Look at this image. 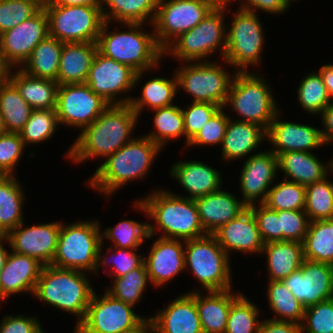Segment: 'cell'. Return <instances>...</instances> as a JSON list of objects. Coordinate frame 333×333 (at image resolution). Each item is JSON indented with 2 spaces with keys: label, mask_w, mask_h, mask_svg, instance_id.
<instances>
[{
  "label": "cell",
  "mask_w": 333,
  "mask_h": 333,
  "mask_svg": "<svg viewBox=\"0 0 333 333\" xmlns=\"http://www.w3.org/2000/svg\"><path fill=\"white\" fill-rule=\"evenodd\" d=\"M142 74H144V71L136 73L129 66L108 58L97 51L85 83L110 105L130 104L132 99L130 96L118 100L117 95L129 92L137 86L143 76Z\"/></svg>",
  "instance_id": "obj_15"
},
{
  "label": "cell",
  "mask_w": 333,
  "mask_h": 333,
  "mask_svg": "<svg viewBox=\"0 0 333 333\" xmlns=\"http://www.w3.org/2000/svg\"><path fill=\"white\" fill-rule=\"evenodd\" d=\"M155 130L145 135L161 148L167 141L177 139L185 135L183 113L179 106L170 105L167 107L154 109Z\"/></svg>",
  "instance_id": "obj_41"
},
{
  "label": "cell",
  "mask_w": 333,
  "mask_h": 333,
  "mask_svg": "<svg viewBox=\"0 0 333 333\" xmlns=\"http://www.w3.org/2000/svg\"><path fill=\"white\" fill-rule=\"evenodd\" d=\"M328 177L306 186L304 211L310 222L333 219V182Z\"/></svg>",
  "instance_id": "obj_42"
},
{
  "label": "cell",
  "mask_w": 333,
  "mask_h": 333,
  "mask_svg": "<svg viewBox=\"0 0 333 333\" xmlns=\"http://www.w3.org/2000/svg\"><path fill=\"white\" fill-rule=\"evenodd\" d=\"M213 235L229 256L233 250L241 253H261L265 244L256 219L249 208L222 225Z\"/></svg>",
  "instance_id": "obj_24"
},
{
  "label": "cell",
  "mask_w": 333,
  "mask_h": 333,
  "mask_svg": "<svg viewBox=\"0 0 333 333\" xmlns=\"http://www.w3.org/2000/svg\"><path fill=\"white\" fill-rule=\"evenodd\" d=\"M103 242L104 241L101 242L100 247L98 249L97 263L94 273H97L101 265L103 267L109 262L107 261L108 258H106L101 252L102 248L104 247ZM113 249H115V251ZM107 251H109L110 253L114 252L112 253V257L114 259L112 258L111 260L112 261L111 266L113 268L112 269L113 271L112 273L109 274V276L112 275L113 277H122L127 273H129L131 270L139 268L144 263V257L138 255V253H136L134 249H124L118 247L113 248V246H111L110 248H108Z\"/></svg>",
  "instance_id": "obj_49"
},
{
  "label": "cell",
  "mask_w": 333,
  "mask_h": 333,
  "mask_svg": "<svg viewBox=\"0 0 333 333\" xmlns=\"http://www.w3.org/2000/svg\"><path fill=\"white\" fill-rule=\"evenodd\" d=\"M279 114L269 124L266 135L269 143L274 146L276 155L284 152L307 151L317 149L326 144L321 129L310 125L280 121Z\"/></svg>",
  "instance_id": "obj_21"
},
{
  "label": "cell",
  "mask_w": 333,
  "mask_h": 333,
  "mask_svg": "<svg viewBox=\"0 0 333 333\" xmlns=\"http://www.w3.org/2000/svg\"><path fill=\"white\" fill-rule=\"evenodd\" d=\"M222 107L213 103L192 102L191 105L181 108L183 113L186 144ZM185 109V110H184Z\"/></svg>",
  "instance_id": "obj_51"
},
{
  "label": "cell",
  "mask_w": 333,
  "mask_h": 333,
  "mask_svg": "<svg viewBox=\"0 0 333 333\" xmlns=\"http://www.w3.org/2000/svg\"><path fill=\"white\" fill-rule=\"evenodd\" d=\"M267 298L270 309L278 316L271 318L278 321H290L301 324L305 307L295 298L282 280L268 281Z\"/></svg>",
  "instance_id": "obj_40"
},
{
  "label": "cell",
  "mask_w": 333,
  "mask_h": 333,
  "mask_svg": "<svg viewBox=\"0 0 333 333\" xmlns=\"http://www.w3.org/2000/svg\"><path fill=\"white\" fill-rule=\"evenodd\" d=\"M321 120L323 123V128L325 130H321V135L324 142L332 143L333 142V102L329 104L320 114Z\"/></svg>",
  "instance_id": "obj_60"
},
{
  "label": "cell",
  "mask_w": 333,
  "mask_h": 333,
  "mask_svg": "<svg viewBox=\"0 0 333 333\" xmlns=\"http://www.w3.org/2000/svg\"><path fill=\"white\" fill-rule=\"evenodd\" d=\"M258 333H301V329L298 323L268 318L261 321Z\"/></svg>",
  "instance_id": "obj_59"
},
{
  "label": "cell",
  "mask_w": 333,
  "mask_h": 333,
  "mask_svg": "<svg viewBox=\"0 0 333 333\" xmlns=\"http://www.w3.org/2000/svg\"><path fill=\"white\" fill-rule=\"evenodd\" d=\"M195 291V302L203 333H224L231 303L240 295L233 290L208 291L206 296Z\"/></svg>",
  "instance_id": "obj_31"
},
{
  "label": "cell",
  "mask_w": 333,
  "mask_h": 333,
  "mask_svg": "<svg viewBox=\"0 0 333 333\" xmlns=\"http://www.w3.org/2000/svg\"><path fill=\"white\" fill-rule=\"evenodd\" d=\"M4 241H6V243H8L7 237L5 235H0V273L5 265L7 256L9 254L8 250H6L3 245Z\"/></svg>",
  "instance_id": "obj_63"
},
{
  "label": "cell",
  "mask_w": 333,
  "mask_h": 333,
  "mask_svg": "<svg viewBox=\"0 0 333 333\" xmlns=\"http://www.w3.org/2000/svg\"><path fill=\"white\" fill-rule=\"evenodd\" d=\"M282 281L305 308L333 298V265L304 259Z\"/></svg>",
  "instance_id": "obj_18"
},
{
  "label": "cell",
  "mask_w": 333,
  "mask_h": 333,
  "mask_svg": "<svg viewBox=\"0 0 333 333\" xmlns=\"http://www.w3.org/2000/svg\"><path fill=\"white\" fill-rule=\"evenodd\" d=\"M49 36L63 43L97 42L104 18L101 6H47Z\"/></svg>",
  "instance_id": "obj_12"
},
{
  "label": "cell",
  "mask_w": 333,
  "mask_h": 333,
  "mask_svg": "<svg viewBox=\"0 0 333 333\" xmlns=\"http://www.w3.org/2000/svg\"><path fill=\"white\" fill-rule=\"evenodd\" d=\"M258 207V208H257ZM252 211L264 243L282 241L278 211L269 209L265 204L248 206Z\"/></svg>",
  "instance_id": "obj_55"
},
{
  "label": "cell",
  "mask_w": 333,
  "mask_h": 333,
  "mask_svg": "<svg viewBox=\"0 0 333 333\" xmlns=\"http://www.w3.org/2000/svg\"><path fill=\"white\" fill-rule=\"evenodd\" d=\"M15 1H21L31 4L37 10H45L48 4V0H15Z\"/></svg>",
  "instance_id": "obj_65"
},
{
  "label": "cell",
  "mask_w": 333,
  "mask_h": 333,
  "mask_svg": "<svg viewBox=\"0 0 333 333\" xmlns=\"http://www.w3.org/2000/svg\"><path fill=\"white\" fill-rule=\"evenodd\" d=\"M58 116L55 109L32 110L24 128L19 132L25 146L37 144L52 138L59 126Z\"/></svg>",
  "instance_id": "obj_46"
},
{
  "label": "cell",
  "mask_w": 333,
  "mask_h": 333,
  "mask_svg": "<svg viewBox=\"0 0 333 333\" xmlns=\"http://www.w3.org/2000/svg\"><path fill=\"white\" fill-rule=\"evenodd\" d=\"M32 333H45V332L42 330L41 324H39Z\"/></svg>",
  "instance_id": "obj_69"
},
{
  "label": "cell",
  "mask_w": 333,
  "mask_h": 333,
  "mask_svg": "<svg viewBox=\"0 0 333 333\" xmlns=\"http://www.w3.org/2000/svg\"><path fill=\"white\" fill-rule=\"evenodd\" d=\"M138 117L130 104L109 105L81 131L67 152V158L83 163L90 158L109 157L133 139L130 134Z\"/></svg>",
  "instance_id": "obj_1"
},
{
  "label": "cell",
  "mask_w": 333,
  "mask_h": 333,
  "mask_svg": "<svg viewBox=\"0 0 333 333\" xmlns=\"http://www.w3.org/2000/svg\"><path fill=\"white\" fill-rule=\"evenodd\" d=\"M227 9H212L194 28L181 34L165 50L164 55L171 54L174 58L189 62H201L217 48L224 59L227 45V28L224 18ZM226 28V29H225ZM168 53V54H167Z\"/></svg>",
  "instance_id": "obj_9"
},
{
  "label": "cell",
  "mask_w": 333,
  "mask_h": 333,
  "mask_svg": "<svg viewBox=\"0 0 333 333\" xmlns=\"http://www.w3.org/2000/svg\"><path fill=\"white\" fill-rule=\"evenodd\" d=\"M259 309L242 293L231 303L224 333H258Z\"/></svg>",
  "instance_id": "obj_45"
},
{
  "label": "cell",
  "mask_w": 333,
  "mask_h": 333,
  "mask_svg": "<svg viewBox=\"0 0 333 333\" xmlns=\"http://www.w3.org/2000/svg\"><path fill=\"white\" fill-rule=\"evenodd\" d=\"M277 159L278 170L285 173L283 179L303 186L321 181L332 172V162L324 164L312 152H284L278 154Z\"/></svg>",
  "instance_id": "obj_28"
},
{
  "label": "cell",
  "mask_w": 333,
  "mask_h": 333,
  "mask_svg": "<svg viewBox=\"0 0 333 333\" xmlns=\"http://www.w3.org/2000/svg\"><path fill=\"white\" fill-rule=\"evenodd\" d=\"M38 10L26 2L0 1V34L28 20Z\"/></svg>",
  "instance_id": "obj_56"
},
{
  "label": "cell",
  "mask_w": 333,
  "mask_h": 333,
  "mask_svg": "<svg viewBox=\"0 0 333 333\" xmlns=\"http://www.w3.org/2000/svg\"><path fill=\"white\" fill-rule=\"evenodd\" d=\"M185 268L191 270L208 291L232 288L229 255L213 234L184 241Z\"/></svg>",
  "instance_id": "obj_7"
},
{
  "label": "cell",
  "mask_w": 333,
  "mask_h": 333,
  "mask_svg": "<svg viewBox=\"0 0 333 333\" xmlns=\"http://www.w3.org/2000/svg\"><path fill=\"white\" fill-rule=\"evenodd\" d=\"M157 5L158 0H101L104 21L115 20L120 24L146 23L148 18L153 24Z\"/></svg>",
  "instance_id": "obj_35"
},
{
  "label": "cell",
  "mask_w": 333,
  "mask_h": 333,
  "mask_svg": "<svg viewBox=\"0 0 333 333\" xmlns=\"http://www.w3.org/2000/svg\"><path fill=\"white\" fill-rule=\"evenodd\" d=\"M161 150L158 144L145 135L140 138L133 137L126 145L107 157L88 180V184L110 196L130 180L143 179Z\"/></svg>",
  "instance_id": "obj_3"
},
{
  "label": "cell",
  "mask_w": 333,
  "mask_h": 333,
  "mask_svg": "<svg viewBox=\"0 0 333 333\" xmlns=\"http://www.w3.org/2000/svg\"><path fill=\"white\" fill-rule=\"evenodd\" d=\"M134 306L112 297L108 292L99 297L94 292L83 320L74 333H130L148 319L135 314Z\"/></svg>",
  "instance_id": "obj_11"
},
{
  "label": "cell",
  "mask_w": 333,
  "mask_h": 333,
  "mask_svg": "<svg viewBox=\"0 0 333 333\" xmlns=\"http://www.w3.org/2000/svg\"><path fill=\"white\" fill-rule=\"evenodd\" d=\"M19 183L14 175L0 177V235H6L25 222L22 215L25 195Z\"/></svg>",
  "instance_id": "obj_36"
},
{
  "label": "cell",
  "mask_w": 333,
  "mask_h": 333,
  "mask_svg": "<svg viewBox=\"0 0 333 333\" xmlns=\"http://www.w3.org/2000/svg\"><path fill=\"white\" fill-rule=\"evenodd\" d=\"M97 51V42L63 43L57 75L58 85L85 83Z\"/></svg>",
  "instance_id": "obj_29"
},
{
  "label": "cell",
  "mask_w": 333,
  "mask_h": 333,
  "mask_svg": "<svg viewBox=\"0 0 333 333\" xmlns=\"http://www.w3.org/2000/svg\"><path fill=\"white\" fill-rule=\"evenodd\" d=\"M87 277L83 271L45 265L33 295L55 308L75 314L77 326L96 292Z\"/></svg>",
  "instance_id": "obj_5"
},
{
  "label": "cell",
  "mask_w": 333,
  "mask_h": 333,
  "mask_svg": "<svg viewBox=\"0 0 333 333\" xmlns=\"http://www.w3.org/2000/svg\"><path fill=\"white\" fill-rule=\"evenodd\" d=\"M39 324L36 317L5 315L0 322V333H32Z\"/></svg>",
  "instance_id": "obj_57"
},
{
  "label": "cell",
  "mask_w": 333,
  "mask_h": 333,
  "mask_svg": "<svg viewBox=\"0 0 333 333\" xmlns=\"http://www.w3.org/2000/svg\"><path fill=\"white\" fill-rule=\"evenodd\" d=\"M230 115L222 107L211 119L204 124L200 131L188 142V146L222 144Z\"/></svg>",
  "instance_id": "obj_54"
},
{
  "label": "cell",
  "mask_w": 333,
  "mask_h": 333,
  "mask_svg": "<svg viewBox=\"0 0 333 333\" xmlns=\"http://www.w3.org/2000/svg\"><path fill=\"white\" fill-rule=\"evenodd\" d=\"M291 1H293V2H294V1H296V0H286V2H287V3H288L290 6H291V4H290V3H291ZM297 1H298V0H297Z\"/></svg>",
  "instance_id": "obj_70"
},
{
  "label": "cell",
  "mask_w": 333,
  "mask_h": 333,
  "mask_svg": "<svg viewBox=\"0 0 333 333\" xmlns=\"http://www.w3.org/2000/svg\"><path fill=\"white\" fill-rule=\"evenodd\" d=\"M149 224L139 223L134 220H123L114 227H109L101 233L102 241L111 240L114 247L124 249H138L143 244L144 238L148 239Z\"/></svg>",
  "instance_id": "obj_48"
},
{
  "label": "cell",
  "mask_w": 333,
  "mask_h": 333,
  "mask_svg": "<svg viewBox=\"0 0 333 333\" xmlns=\"http://www.w3.org/2000/svg\"><path fill=\"white\" fill-rule=\"evenodd\" d=\"M170 173L190 195L182 197L190 199L214 193L222 185L220 171L201 161L177 162L172 165Z\"/></svg>",
  "instance_id": "obj_27"
},
{
  "label": "cell",
  "mask_w": 333,
  "mask_h": 333,
  "mask_svg": "<svg viewBox=\"0 0 333 333\" xmlns=\"http://www.w3.org/2000/svg\"><path fill=\"white\" fill-rule=\"evenodd\" d=\"M263 204L275 211L304 210L306 186L282 179L280 183L270 188L266 201Z\"/></svg>",
  "instance_id": "obj_44"
},
{
  "label": "cell",
  "mask_w": 333,
  "mask_h": 333,
  "mask_svg": "<svg viewBox=\"0 0 333 333\" xmlns=\"http://www.w3.org/2000/svg\"><path fill=\"white\" fill-rule=\"evenodd\" d=\"M319 73L323 83L326 86L329 97L333 98V64H327L320 67Z\"/></svg>",
  "instance_id": "obj_62"
},
{
  "label": "cell",
  "mask_w": 333,
  "mask_h": 333,
  "mask_svg": "<svg viewBox=\"0 0 333 333\" xmlns=\"http://www.w3.org/2000/svg\"><path fill=\"white\" fill-rule=\"evenodd\" d=\"M134 205L155 221V226L149 224L148 238L152 237L158 228L163 233L161 238L185 241L207 235L201 225L194 199L162 189L151 192L142 200H137Z\"/></svg>",
  "instance_id": "obj_2"
},
{
  "label": "cell",
  "mask_w": 333,
  "mask_h": 333,
  "mask_svg": "<svg viewBox=\"0 0 333 333\" xmlns=\"http://www.w3.org/2000/svg\"><path fill=\"white\" fill-rule=\"evenodd\" d=\"M224 108L230 106L242 119L259 124L266 130L279 113L269 85L256 73L234 72Z\"/></svg>",
  "instance_id": "obj_6"
},
{
  "label": "cell",
  "mask_w": 333,
  "mask_h": 333,
  "mask_svg": "<svg viewBox=\"0 0 333 333\" xmlns=\"http://www.w3.org/2000/svg\"><path fill=\"white\" fill-rule=\"evenodd\" d=\"M11 70L8 71L7 79L17 88L33 110L56 108L59 86L57 81L32 77L20 69L16 72H11Z\"/></svg>",
  "instance_id": "obj_33"
},
{
  "label": "cell",
  "mask_w": 333,
  "mask_h": 333,
  "mask_svg": "<svg viewBox=\"0 0 333 333\" xmlns=\"http://www.w3.org/2000/svg\"><path fill=\"white\" fill-rule=\"evenodd\" d=\"M109 22L104 21L98 40V51L104 56L129 66L136 73L158 67L164 51L158 46L154 32H143L144 23H129L127 31L109 33ZM108 30V31H107Z\"/></svg>",
  "instance_id": "obj_4"
},
{
  "label": "cell",
  "mask_w": 333,
  "mask_h": 333,
  "mask_svg": "<svg viewBox=\"0 0 333 333\" xmlns=\"http://www.w3.org/2000/svg\"><path fill=\"white\" fill-rule=\"evenodd\" d=\"M144 264L152 285L163 286L185 270L184 240L158 237Z\"/></svg>",
  "instance_id": "obj_22"
},
{
  "label": "cell",
  "mask_w": 333,
  "mask_h": 333,
  "mask_svg": "<svg viewBox=\"0 0 333 333\" xmlns=\"http://www.w3.org/2000/svg\"><path fill=\"white\" fill-rule=\"evenodd\" d=\"M49 35L48 16L38 10L28 20L0 34V54L9 69L20 67L33 49Z\"/></svg>",
  "instance_id": "obj_17"
},
{
  "label": "cell",
  "mask_w": 333,
  "mask_h": 333,
  "mask_svg": "<svg viewBox=\"0 0 333 333\" xmlns=\"http://www.w3.org/2000/svg\"><path fill=\"white\" fill-rule=\"evenodd\" d=\"M267 140L266 129L259 124L231 120L228 121L225 136L222 141V159L224 161L245 158L251 151Z\"/></svg>",
  "instance_id": "obj_30"
},
{
  "label": "cell",
  "mask_w": 333,
  "mask_h": 333,
  "mask_svg": "<svg viewBox=\"0 0 333 333\" xmlns=\"http://www.w3.org/2000/svg\"><path fill=\"white\" fill-rule=\"evenodd\" d=\"M282 241H298L303 243L310 220L304 210L278 211Z\"/></svg>",
  "instance_id": "obj_53"
},
{
  "label": "cell",
  "mask_w": 333,
  "mask_h": 333,
  "mask_svg": "<svg viewBox=\"0 0 333 333\" xmlns=\"http://www.w3.org/2000/svg\"><path fill=\"white\" fill-rule=\"evenodd\" d=\"M213 8L204 0H158L153 32L164 51L181 34L197 26Z\"/></svg>",
  "instance_id": "obj_14"
},
{
  "label": "cell",
  "mask_w": 333,
  "mask_h": 333,
  "mask_svg": "<svg viewBox=\"0 0 333 333\" xmlns=\"http://www.w3.org/2000/svg\"><path fill=\"white\" fill-rule=\"evenodd\" d=\"M23 227L24 222L5 235L9 247L16 253L36 258L44 266L51 265L57 251L61 222Z\"/></svg>",
  "instance_id": "obj_19"
},
{
  "label": "cell",
  "mask_w": 333,
  "mask_h": 333,
  "mask_svg": "<svg viewBox=\"0 0 333 333\" xmlns=\"http://www.w3.org/2000/svg\"><path fill=\"white\" fill-rule=\"evenodd\" d=\"M32 107L8 80L0 82V114L7 132L19 133L28 121Z\"/></svg>",
  "instance_id": "obj_37"
},
{
  "label": "cell",
  "mask_w": 333,
  "mask_h": 333,
  "mask_svg": "<svg viewBox=\"0 0 333 333\" xmlns=\"http://www.w3.org/2000/svg\"><path fill=\"white\" fill-rule=\"evenodd\" d=\"M300 329L301 333H333V298L305 308Z\"/></svg>",
  "instance_id": "obj_50"
},
{
  "label": "cell",
  "mask_w": 333,
  "mask_h": 333,
  "mask_svg": "<svg viewBox=\"0 0 333 333\" xmlns=\"http://www.w3.org/2000/svg\"><path fill=\"white\" fill-rule=\"evenodd\" d=\"M298 102L310 114H321L332 102L320 73H308L298 87Z\"/></svg>",
  "instance_id": "obj_47"
},
{
  "label": "cell",
  "mask_w": 333,
  "mask_h": 333,
  "mask_svg": "<svg viewBox=\"0 0 333 333\" xmlns=\"http://www.w3.org/2000/svg\"><path fill=\"white\" fill-rule=\"evenodd\" d=\"M99 221L61 222L57 251L51 265L83 272H95L102 242Z\"/></svg>",
  "instance_id": "obj_8"
},
{
  "label": "cell",
  "mask_w": 333,
  "mask_h": 333,
  "mask_svg": "<svg viewBox=\"0 0 333 333\" xmlns=\"http://www.w3.org/2000/svg\"><path fill=\"white\" fill-rule=\"evenodd\" d=\"M43 266L34 257L9 252L0 273V299L23 292L33 294Z\"/></svg>",
  "instance_id": "obj_25"
},
{
  "label": "cell",
  "mask_w": 333,
  "mask_h": 333,
  "mask_svg": "<svg viewBox=\"0 0 333 333\" xmlns=\"http://www.w3.org/2000/svg\"><path fill=\"white\" fill-rule=\"evenodd\" d=\"M226 31L225 63L234 66L236 72H247L248 65L260 62L265 42L262 24L257 12L239 9Z\"/></svg>",
  "instance_id": "obj_10"
},
{
  "label": "cell",
  "mask_w": 333,
  "mask_h": 333,
  "mask_svg": "<svg viewBox=\"0 0 333 333\" xmlns=\"http://www.w3.org/2000/svg\"><path fill=\"white\" fill-rule=\"evenodd\" d=\"M9 68L4 64L0 54V82H3L7 79Z\"/></svg>",
  "instance_id": "obj_67"
},
{
  "label": "cell",
  "mask_w": 333,
  "mask_h": 333,
  "mask_svg": "<svg viewBox=\"0 0 333 333\" xmlns=\"http://www.w3.org/2000/svg\"><path fill=\"white\" fill-rule=\"evenodd\" d=\"M25 144L19 133L7 132L0 136V172L3 175H14Z\"/></svg>",
  "instance_id": "obj_52"
},
{
  "label": "cell",
  "mask_w": 333,
  "mask_h": 333,
  "mask_svg": "<svg viewBox=\"0 0 333 333\" xmlns=\"http://www.w3.org/2000/svg\"><path fill=\"white\" fill-rule=\"evenodd\" d=\"M206 1L213 9H226L229 2H233L235 0H204ZM227 6V7H226Z\"/></svg>",
  "instance_id": "obj_64"
},
{
  "label": "cell",
  "mask_w": 333,
  "mask_h": 333,
  "mask_svg": "<svg viewBox=\"0 0 333 333\" xmlns=\"http://www.w3.org/2000/svg\"><path fill=\"white\" fill-rule=\"evenodd\" d=\"M62 47L63 42L48 35L35 46L20 70L32 77L57 81Z\"/></svg>",
  "instance_id": "obj_34"
},
{
  "label": "cell",
  "mask_w": 333,
  "mask_h": 333,
  "mask_svg": "<svg viewBox=\"0 0 333 333\" xmlns=\"http://www.w3.org/2000/svg\"><path fill=\"white\" fill-rule=\"evenodd\" d=\"M110 104L86 84L59 85L56 113L59 124L81 128L90 125Z\"/></svg>",
  "instance_id": "obj_16"
},
{
  "label": "cell",
  "mask_w": 333,
  "mask_h": 333,
  "mask_svg": "<svg viewBox=\"0 0 333 333\" xmlns=\"http://www.w3.org/2000/svg\"><path fill=\"white\" fill-rule=\"evenodd\" d=\"M148 320L153 324L156 333H203L195 291L178 296Z\"/></svg>",
  "instance_id": "obj_23"
},
{
  "label": "cell",
  "mask_w": 333,
  "mask_h": 333,
  "mask_svg": "<svg viewBox=\"0 0 333 333\" xmlns=\"http://www.w3.org/2000/svg\"><path fill=\"white\" fill-rule=\"evenodd\" d=\"M112 288L106 289L112 297L135 307L142 298L147 283L150 282L145 264L131 270L122 277H114Z\"/></svg>",
  "instance_id": "obj_43"
},
{
  "label": "cell",
  "mask_w": 333,
  "mask_h": 333,
  "mask_svg": "<svg viewBox=\"0 0 333 333\" xmlns=\"http://www.w3.org/2000/svg\"><path fill=\"white\" fill-rule=\"evenodd\" d=\"M267 256V270L271 281L283 280L299 270L304 261L303 243L276 241L265 243L262 252Z\"/></svg>",
  "instance_id": "obj_32"
},
{
  "label": "cell",
  "mask_w": 333,
  "mask_h": 333,
  "mask_svg": "<svg viewBox=\"0 0 333 333\" xmlns=\"http://www.w3.org/2000/svg\"><path fill=\"white\" fill-rule=\"evenodd\" d=\"M47 6H101V0H48Z\"/></svg>",
  "instance_id": "obj_61"
},
{
  "label": "cell",
  "mask_w": 333,
  "mask_h": 333,
  "mask_svg": "<svg viewBox=\"0 0 333 333\" xmlns=\"http://www.w3.org/2000/svg\"><path fill=\"white\" fill-rule=\"evenodd\" d=\"M155 77L143 85L140 98H132L130 106L139 116L143 108L157 109L173 105L174 98L178 93L177 78Z\"/></svg>",
  "instance_id": "obj_39"
},
{
  "label": "cell",
  "mask_w": 333,
  "mask_h": 333,
  "mask_svg": "<svg viewBox=\"0 0 333 333\" xmlns=\"http://www.w3.org/2000/svg\"><path fill=\"white\" fill-rule=\"evenodd\" d=\"M220 66L208 60L189 62V65L175 70L177 88H183L193 96L192 102L213 103L223 107L233 76L224 70L223 65Z\"/></svg>",
  "instance_id": "obj_13"
},
{
  "label": "cell",
  "mask_w": 333,
  "mask_h": 333,
  "mask_svg": "<svg viewBox=\"0 0 333 333\" xmlns=\"http://www.w3.org/2000/svg\"><path fill=\"white\" fill-rule=\"evenodd\" d=\"M241 170L242 201L247 206L264 203L279 171L277 155L271 150L255 153L248 157Z\"/></svg>",
  "instance_id": "obj_20"
},
{
  "label": "cell",
  "mask_w": 333,
  "mask_h": 333,
  "mask_svg": "<svg viewBox=\"0 0 333 333\" xmlns=\"http://www.w3.org/2000/svg\"><path fill=\"white\" fill-rule=\"evenodd\" d=\"M194 200L201 225L207 234H213L248 208L242 200L221 188Z\"/></svg>",
  "instance_id": "obj_26"
},
{
  "label": "cell",
  "mask_w": 333,
  "mask_h": 333,
  "mask_svg": "<svg viewBox=\"0 0 333 333\" xmlns=\"http://www.w3.org/2000/svg\"><path fill=\"white\" fill-rule=\"evenodd\" d=\"M289 7L286 0H243L239 9L251 12L260 9L261 11L276 15L284 13Z\"/></svg>",
  "instance_id": "obj_58"
},
{
  "label": "cell",
  "mask_w": 333,
  "mask_h": 333,
  "mask_svg": "<svg viewBox=\"0 0 333 333\" xmlns=\"http://www.w3.org/2000/svg\"><path fill=\"white\" fill-rule=\"evenodd\" d=\"M130 333H156L153 324L147 320L143 325H141L137 330Z\"/></svg>",
  "instance_id": "obj_66"
},
{
  "label": "cell",
  "mask_w": 333,
  "mask_h": 333,
  "mask_svg": "<svg viewBox=\"0 0 333 333\" xmlns=\"http://www.w3.org/2000/svg\"><path fill=\"white\" fill-rule=\"evenodd\" d=\"M303 251L306 260L333 265V219L309 223Z\"/></svg>",
  "instance_id": "obj_38"
},
{
  "label": "cell",
  "mask_w": 333,
  "mask_h": 333,
  "mask_svg": "<svg viewBox=\"0 0 333 333\" xmlns=\"http://www.w3.org/2000/svg\"><path fill=\"white\" fill-rule=\"evenodd\" d=\"M5 133H7V130H6L5 125H4L3 117L0 114V136L4 135Z\"/></svg>",
  "instance_id": "obj_68"
}]
</instances>
